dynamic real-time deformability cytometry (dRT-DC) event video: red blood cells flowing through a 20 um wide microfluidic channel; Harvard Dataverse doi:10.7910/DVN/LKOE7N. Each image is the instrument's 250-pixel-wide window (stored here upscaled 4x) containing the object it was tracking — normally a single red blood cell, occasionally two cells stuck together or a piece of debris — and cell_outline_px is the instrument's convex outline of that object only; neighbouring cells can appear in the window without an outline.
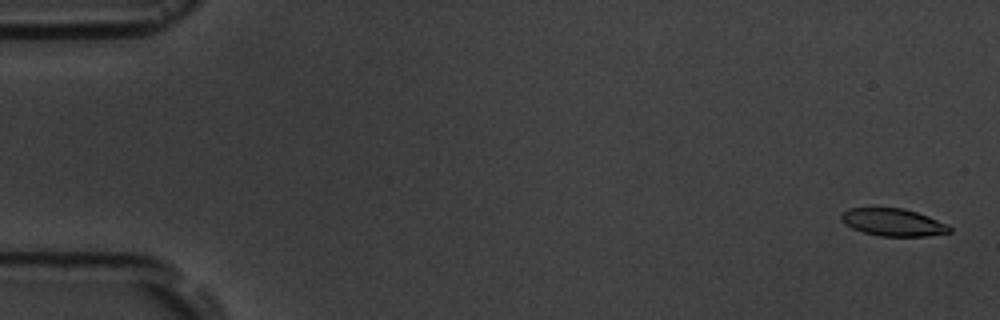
{"species": "common noctule bat (a hibernating species)", "species_latin": "Nyctalus noctula", "temperature_condition": "room temperature", "stored_images_in_passage": 15, "camera_frame_rate_fps": 3000, "um_per_image_px": 0.085, "animal": {"sex": "male", "body_mass_g": 19.5, "forearm_length_mm": 54.6}, "frame": {"image": 1, "passage_image": 1, "time_ms": 0.0, "image_size_px": [1000, 320], "cell_outline_px": [[952, 232], [928, 236], [880, 236], [864, 232], [852, 228], [844, 224], [840, 220], [840, 216], [848, 208], [904, 208], [928, 216], [948, 224], [952, 228]], "centroid_in_image_um": [75.93, 18.9], "position_along_channel_um": 9.1, "area_um2": 17.4}}
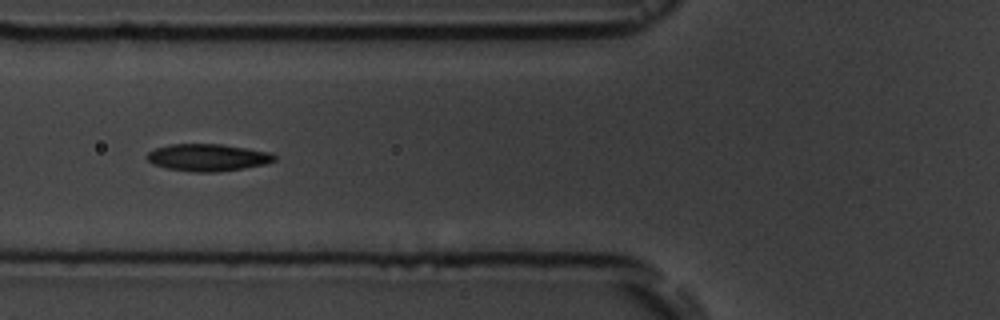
{"frame": {"image": 2, "passage_image": 6, "time_ms": 6.667, "image_size_px": [1000, 320], "cell_outline_px": [[276, 160], [264, 164], [244, 168], [216, 172], [192, 172], [168, 168], [152, 164], [148, 160], [148, 152], [156, 148], [168, 144], [224, 144], [272, 152], [276, 156]], "centroid_in_image_um": [17.69, 13.38], "position_along_channel_um": 108.1, "area_um2": 20.23}}
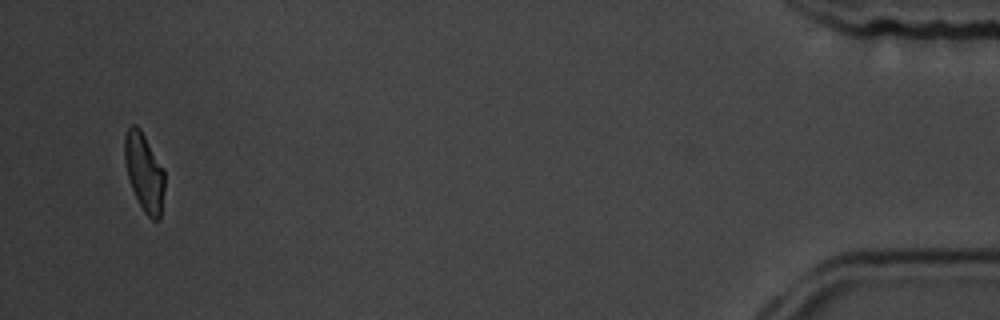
{"frame": {"image": 3, "passage_image": 15, "time_ms": 17.667, "image_size_px": [1000, 320], "cell_outline_px": [[164, 188], [160, 220], [152, 220], [144, 212], [132, 188], [128, 176], [124, 160], [124, 136], [128, 128], [132, 124], [136, 124], [140, 128], [164, 168]], "centroid_in_image_um": [12.26, 14.61], "position_along_channel_um": 422.9, "area_um2": 18.21}, "authors_computed_cell_mechanics": {"area_um2": 19.5364, "velocity_mm_per_s": 3.6152, "shape_relaxation_time_tau1_ms": 4.3624, "shape_relaxation_time_tau2_ms": 1.5315, "deformation_change_tau1": 0.1298, "deformation_change_tau2": 0.0579}}